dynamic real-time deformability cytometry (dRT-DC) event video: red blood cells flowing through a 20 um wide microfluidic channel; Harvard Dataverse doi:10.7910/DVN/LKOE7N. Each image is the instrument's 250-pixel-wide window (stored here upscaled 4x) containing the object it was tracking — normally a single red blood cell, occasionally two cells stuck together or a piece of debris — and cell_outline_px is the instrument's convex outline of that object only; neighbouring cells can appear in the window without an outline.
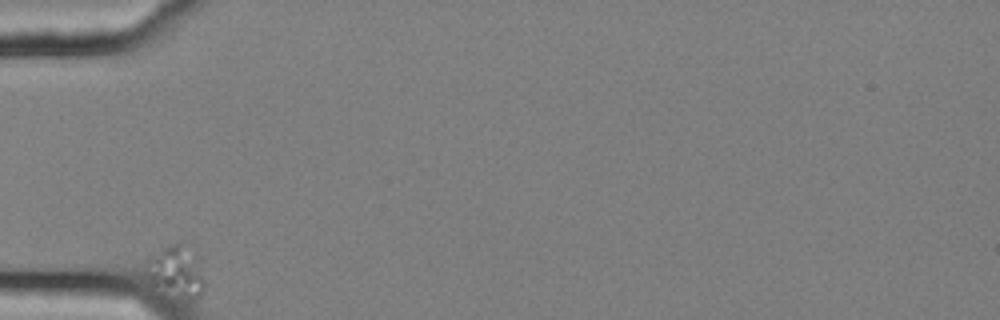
{"species": "common noctule bat (a hibernating species)", "species_latin": "Nyctalus noctula", "temperature_condition": "cold", "stored_images_in_passage": 38, "camera_frame_rate_fps": 3000, "um_per_image_px": 0.085, "animal": {"sex": "female", "body_mass_g": 25.1}, "frame": {"image": 1, "passage_image": 1, "time_ms": 0.0, "image_size_px": [1000, 320], "cell_outline_px": [[204, 288], [200, 296], [192, 300], [172, 304], [164, 300], [160, 296], [152, 284], [148, 276], [148, 256], [160, 248], [168, 244], [188, 240], [192, 240], [204, 280]], "centroid_in_image_um": [14.99, 23.15], "position_along_channel_um": 70.0, "area_um2": 19.71}}
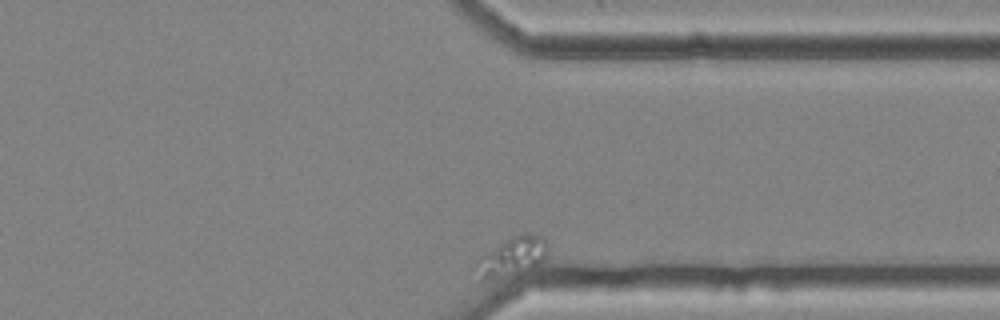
{"frame": {"image": 2, "passage_image": 38, "time_ms": 12.333, "image_size_px": [1000, 320], "cell_outline_px": [[548, 252], [544, 260], [540, 264], [520, 276], [508, 280], [504, 280], [484, 276], [476, 260], [480, 256], [512, 236], [520, 232], [532, 232], [540, 236], [548, 244]], "centroid_in_image_um": [43.68, 21.81], "position_along_channel_um": 367.7, "area_um2": 16.47}}